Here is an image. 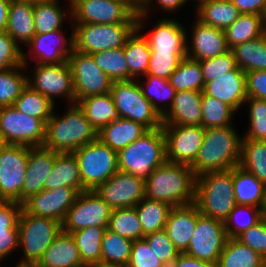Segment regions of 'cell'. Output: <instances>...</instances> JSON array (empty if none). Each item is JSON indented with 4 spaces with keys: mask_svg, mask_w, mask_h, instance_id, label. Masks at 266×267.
<instances>
[{
    "mask_svg": "<svg viewBox=\"0 0 266 267\" xmlns=\"http://www.w3.org/2000/svg\"><path fill=\"white\" fill-rule=\"evenodd\" d=\"M197 176L189 165L166 161L145 180V197L172 207L195 201Z\"/></svg>",
    "mask_w": 266,
    "mask_h": 267,
    "instance_id": "1",
    "label": "cell"
},
{
    "mask_svg": "<svg viewBox=\"0 0 266 267\" xmlns=\"http://www.w3.org/2000/svg\"><path fill=\"white\" fill-rule=\"evenodd\" d=\"M98 139V131L78 104H70L62 116L52 113L46 122L43 147L58 153H73Z\"/></svg>",
    "mask_w": 266,
    "mask_h": 267,
    "instance_id": "2",
    "label": "cell"
},
{
    "mask_svg": "<svg viewBox=\"0 0 266 267\" xmlns=\"http://www.w3.org/2000/svg\"><path fill=\"white\" fill-rule=\"evenodd\" d=\"M233 125L208 128L195 162L194 174L222 171L239 166L242 138Z\"/></svg>",
    "mask_w": 266,
    "mask_h": 267,
    "instance_id": "3",
    "label": "cell"
},
{
    "mask_svg": "<svg viewBox=\"0 0 266 267\" xmlns=\"http://www.w3.org/2000/svg\"><path fill=\"white\" fill-rule=\"evenodd\" d=\"M118 170L146 180L166 160V141L162 127L148 130L117 153Z\"/></svg>",
    "mask_w": 266,
    "mask_h": 267,
    "instance_id": "4",
    "label": "cell"
},
{
    "mask_svg": "<svg viewBox=\"0 0 266 267\" xmlns=\"http://www.w3.org/2000/svg\"><path fill=\"white\" fill-rule=\"evenodd\" d=\"M194 203L200 214L224 222L237 205L232 168L197 176Z\"/></svg>",
    "mask_w": 266,
    "mask_h": 267,
    "instance_id": "5",
    "label": "cell"
},
{
    "mask_svg": "<svg viewBox=\"0 0 266 267\" xmlns=\"http://www.w3.org/2000/svg\"><path fill=\"white\" fill-rule=\"evenodd\" d=\"M61 231V222L30 215L22 209L18 220V249L24 254L17 265L34 266Z\"/></svg>",
    "mask_w": 266,
    "mask_h": 267,
    "instance_id": "6",
    "label": "cell"
},
{
    "mask_svg": "<svg viewBox=\"0 0 266 267\" xmlns=\"http://www.w3.org/2000/svg\"><path fill=\"white\" fill-rule=\"evenodd\" d=\"M72 24H137V5L132 0H75Z\"/></svg>",
    "mask_w": 266,
    "mask_h": 267,
    "instance_id": "7",
    "label": "cell"
},
{
    "mask_svg": "<svg viewBox=\"0 0 266 267\" xmlns=\"http://www.w3.org/2000/svg\"><path fill=\"white\" fill-rule=\"evenodd\" d=\"M110 94L121 118L141 123L148 130L162 127L161 115L143 95L137 80L114 81Z\"/></svg>",
    "mask_w": 266,
    "mask_h": 267,
    "instance_id": "8",
    "label": "cell"
},
{
    "mask_svg": "<svg viewBox=\"0 0 266 267\" xmlns=\"http://www.w3.org/2000/svg\"><path fill=\"white\" fill-rule=\"evenodd\" d=\"M85 190H94L118 171L117 152L100 139L94 140L73 152Z\"/></svg>",
    "mask_w": 266,
    "mask_h": 267,
    "instance_id": "9",
    "label": "cell"
},
{
    "mask_svg": "<svg viewBox=\"0 0 266 267\" xmlns=\"http://www.w3.org/2000/svg\"><path fill=\"white\" fill-rule=\"evenodd\" d=\"M74 50L93 54L123 47L137 24H71Z\"/></svg>",
    "mask_w": 266,
    "mask_h": 267,
    "instance_id": "10",
    "label": "cell"
},
{
    "mask_svg": "<svg viewBox=\"0 0 266 267\" xmlns=\"http://www.w3.org/2000/svg\"><path fill=\"white\" fill-rule=\"evenodd\" d=\"M46 124L11 106L0 107V141L4 144L42 146Z\"/></svg>",
    "mask_w": 266,
    "mask_h": 267,
    "instance_id": "11",
    "label": "cell"
},
{
    "mask_svg": "<svg viewBox=\"0 0 266 267\" xmlns=\"http://www.w3.org/2000/svg\"><path fill=\"white\" fill-rule=\"evenodd\" d=\"M33 75L27 77L28 86L46 96L53 104L58 97L75 104L72 71L68 61L60 64H36Z\"/></svg>",
    "mask_w": 266,
    "mask_h": 267,
    "instance_id": "12",
    "label": "cell"
},
{
    "mask_svg": "<svg viewBox=\"0 0 266 267\" xmlns=\"http://www.w3.org/2000/svg\"><path fill=\"white\" fill-rule=\"evenodd\" d=\"M112 208L94 191L79 193L62 222V231L72 233L90 226L108 227Z\"/></svg>",
    "mask_w": 266,
    "mask_h": 267,
    "instance_id": "13",
    "label": "cell"
},
{
    "mask_svg": "<svg viewBox=\"0 0 266 267\" xmlns=\"http://www.w3.org/2000/svg\"><path fill=\"white\" fill-rule=\"evenodd\" d=\"M29 146L5 144L0 150V200L21 203Z\"/></svg>",
    "mask_w": 266,
    "mask_h": 267,
    "instance_id": "14",
    "label": "cell"
},
{
    "mask_svg": "<svg viewBox=\"0 0 266 267\" xmlns=\"http://www.w3.org/2000/svg\"><path fill=\"white\" fill-rule=\"evenodd\" d=\"M68 62L72 71L76 104L83 98L110 92L113 81L94 63L89 54L73 50Z\"/></svg>",
    "mask_w": 266,
    "mask_h": 267,
    "instance_id": "15",
    "label": "cell"
},
{
    "mask_svg": "<svg viewBox=\"0 0 266 267\" xmlns=\"http://www.w3.org/2000/svg\"><path fill=\"white\" fill-rule=\"evenodd\" d=\"M227 239L224 222L199 214L196 229L184 253L199 260L216 263Z\"/></svg>",
    "mask_w": 266,
    "mask_h": 267,
    "instance_id": "16",
    "label": "cell"
},
{
    "mask_svg": "<svg viewBox=\"0 0 266 267\" xmlns=\"http://www.w3.org/2000/svg\"><path fill=\"white\" fill-rule=\"evenodd\" d=\"M166 141V160L191 166L202 146V125H162Z\"/></svg>",
    "mask_w": 266,
    "mask_h": 267,
    "instance_id": "17",
    "label": "cell"
},
{
    "mask_svg": "<svg viewBox=\"0 0 266 267\" xmlns=\"http://www.w3.org/2000/svg\"><path fill=\"white\" fill-rule=\"evenodd\" d=\"M71 31L70 38L65 36L66 31L63 32L62 29L45 34H35L26 44V47H29L28 53L26 54L23 51V65L25 68L28 69L29 66L27 57L30 60L32 57L36 64H60L68 61L74 50L73 28Z\"/></svg>",
    "mask_w": 266,
    "mask_h": 267,
    "instance_id": "18",
    "label": "cell"
},
{
    "mask_svg": "<svg viewBox=\"0 0 266 267\" xmlns=\"http://www.w3.org/2000/svg\"><path fill=\"white\" fill-rule=\"evenodd\" d=\"M94 191L112 208L135 207L145 197V181L118 170Z\"/></svg>",
    "mask_w": 266,
    "mask_h": 267,
    "instance_id": "19",
    "label": "cell"
},
{
    "mask_svg": "<svg viewBox=\"0 0 266 267\" xmlns=\"http://www.w3.org/2000/svg\"><path fill=\"white\" fill-rule=\"evenodd\" d=\"M79 192L71 187L43 189L22 203V209L34 216L47 217L63 222Z\"/></svg>",
    "mask_w": 266,
    "mask_h": 267,
    "instance_id": "20",
    "label": "cell"
},
{
    "mask_svg": "<svg viewBox=\"0 0 266 267\" xmlns=\"http://www.w3.org/2000/svg\"><path fill=\"white\" fill-rule=\"evenodd\" d=\"M194 23L189 46V37H187V57L203 61L225 54L230 50L223 29L206 25L197 18Z\"/></svg>",
    "mask_w": 266,
    "mask_h": 267,
    "instance_id": "21",
    "label": "cell"
},
{
    "mask_svg": "<svg viewBox=\"0 0 266 267\" xmlns=\"http://www.w3.org/2000/svg\"><path fill=\"white\" fill-rule=\"evenodd\" d=\"M58 152L43 146H29L28 163L21 190V204L44 189Z\"/></svg>",
    "mask_w": 266,
    "mask_h": 267,
    "instance_id": "22",
    "label": "cell"
},
{
    "mask_svg": "<svg viewBox=\"0 0 266 267\" xmlns=\"http://www.w3.org/2000/svg\"><path fill=\"white\" fill-rule=\"evenodd\" d=\"M203 94L219 99L235 111L246 101V74L237 67L205 84Z\"/></svg>",
    "mask_w": 266,
    "mask_h": 267,
    "instance_id": "23",
    "label": "cell"
},
{
    "mask_svg": "<svg viewBox=\"0 0 266 267\" xmlns=\"http://www.w3.org/2000/svg\"><path fill=\"white\" fill-rule=\"evenodd\" d=\"M177 21L169 17L160 19L147 35L143 34L151 53H187V31Z\"/></svg>",
    "mask_w": 266,
    "mask_h": 267,
    "instance_id": "24",
    "label": "cell"
},
{
    "mask_svg": "<svg viewBox=\"0 0 266 267\" xmlns=\"http://www.w3.org/2000/svg\"><path fill=\"white\" fill-rule=\"evenodd\" d=\"M199 214L200 211L194 202L174 206L168 214L164 230L181 253H184L188 248L192 234L196 229Z\"/></svg>",
    "mask_w": 266,
    "mask_h": 267,
    "instance_id": "25",
    "label": "cell"
},
{
    "mask_svg": "<svg viewBox=\"0 0 266 267\" xmlns=\"http://www.w3.org/2000/svg\"><path fill=\"white\" fill-rule=\"evenodd\" d=\"M202 94L193 90L176 92L171 107L162 117L163 125H202Z\"/></svg>",
    "mask_w": 266,
    "mask_h": 267,
    "instance_id": "26",
    "label": "cell"
},
{
    "mask_svg": "<svg viewBox=\"0 0 266 267\" xmlns=\"http://www.w3.org/2000/svg\"><path fill=\"white\" fill-rule=\"evenodd\" d=\"M33 267H86L71 234L61 231Z\"/></svg>",
    "mask_w": 266,
    "mask_h": 267,
    "instance_id": "27",
    "label": "cell"
},
{
    "mask_svg": "<svg viewBox=\"0 0 266 267\" xmlns=\"http://www.w3.org/2000/svg\"><path fill=\"white\" fill-rule=\"evenodd\" d=\"M148 129L141 123L120 118L104 126L98 132V139L117 153L144 135Z\"/></svg>",
    "mask_w": 266,
    "mask_h": 267,
    "instance_id": "28",
    "label": "cell"
},
{
    "mask_svg": "<svg viewBox=\"0 0 266 267\" xmlns=\"http://www.w3.org/2000/svg\"><path fill=\"white\" fill-rule=\"evenodd\" d=\"M22 204L0 200V262L19 248L18 220Z\"/></svg>",
    "mask_w": 266,
    "mask_h": 267,
    "instance_id": "29",
    "label": "cell"
},
{
    "mask_svg": "<svg viewBox=\"0 0 266 267\" xmlns=\"http://www.w3.org/2000/svg\"><path fill=\"white\" fill-rule=\"evenodd\" d=\"M34 4L22 0H11L7 19V32L19 45H25L36 34L33 18Z\"/></svg>",
    "mask_w": 266,
    "mask_h": 267,
    "instance_id": "30",
    "label": "cell"
},
{
    "mask_svg": "<svg viewBox=\"0 0 266 267\" xmlns=\"http://www.w3.org/2000/svg\"><path fill=\"white\" fill-rule=\"evenodd\" d=\"M71 187L79 193L85 191L79 173L78 161L73 153H58L50 175L44 183V189Z\"/></svg>",
    "mask_w": 266,
    "mask_h": 267,
    "instance_id": "31",
    "label": "cell"
},
{
    "mask_svg": "<svg viewBox=\"0 0 266 267\" xmlns=\"http://www.w3.org/2000/svg\"><path fill=\"white\" fill-rule=\"evenodd\" d=\"M232 182L236 204L261 208L266 191L263 182L240 166L232 168Z\"/></svg>",
    "mask_w": 266,
    "mask_h": 267,
    "instance_id": "32",
    "label": "cell"
},
{
    "mask_svg": "<svg viewBox=\"0 0 266 267\" xmlns=\"http://www.w3.org/2000/svg\"><path fill=\"white\" fill-rule=\"evenodd\" d=\"M197 19L206 25L225 30L241 15L230 0H201L196 5Z\"/></svg>",
    "mask_w": 266,
    "mask_h": 267,
    "instance_id": "33",
    "label": "cell"
},
{
    "mask_svg": "<svg viewBox=\"0 0 266 267\" xmlns=\"http://www.w3.org/2000/svg\"><path fill=\"white\" fill-rule=\"evenodd\" d=\"M77 104L98 132L104 126L121 118L110 92L83 98Z\"/></svg>",
    "mask_w": 266,
    "mask_h": 267,
    "instance_id": "34",
    "label": "cell"
},
{
    "mask_svg": "<svg viewBox=\"0 0 266 267\" xmlns=\"http://www.w3.org/2000/svg\"><path fill=\"white\" fill-rule=\"evenodd\" d=\"M137 28L128 37L124 45V53L129 68V80H137L146 75L151 49L147 39Z\"/></svg>",
    "mask_w": 266,
    "mask_h": 267,
    "instance_id": "35",
    "label": "cell"
},
{
    "mask_svg": "<svg viewBox=\"0 0 266 267\" xmlns=\"http://www.w3.org/2000/svg\"><path fill=\"white\" fill-rule=\"evenodd\" d=\"M59 0L35 3L33 7L34 28L36 34H45L63 28L67 16L71 19V3H68L69 9L60 7ZM68 13V15H67Z\"/></svg>",
    "mask_w": 266,
    "mask_h": 267,
    "instance_id": "36",
    "label": "cell"
},
{
    "mask_svg": "<svg viewBox=\"0 0 266 267\" xmlns=\"http://www.w3.org/2000/svg\"><path fill=\"white\" fill-rule=\"evenodd\" d=\"M217 267H266V260L236 238H228Z\"/></svg>",
    "mask_w": 266,
    "mask_h": 267,
    "instance_id": "37",
    "label": "cell"
},
{
    "mask_svg": "<svg viewBox=\"0 0 266 267\" xmlns=\"http://www.w3.org/2000/svg\"><path fill=\"white\" fill-rule=\"evenodd\" d=\"M132 244V240L106 229L101 243V267H126Z\"/></svg>",
    "mask_w": 266,
    "mask_h": 267,
    "instance_id": "38",
    "label": "cell"
},
{
    "mask_svg": "<svg viewBox=\"0 0 266 267\" xmlns=\"http://www.w3.org/2000/svg\"><path fill=\"white\" fill-rule=\"evenodd\" d=\"M237 66L245 73L266 70V35L240 43L230 49Z\"/></svg>",
    "mask_w": 266,
    "mask_h": 267,
    "instance_id": "39",
    "label": "cell"
},
{
    "mask_svg": "<svg viewBox=\"0 0 266 267\" xmlns=\"http://www.w3.org/2000/svg\"><path fill=\"white\" fill-rule=\"evenodd\" d=\"M108 227L90 226L70 233L80 252L83 264L101 266V243Z\"/></svg>",
    "mask_w": 266,
    "mask_h": 267,
    "instance_id": "40",
    "label": "cell"
},
{
    "mask_svg": "<svg viewBox=\"0 0 266 267\" xmlns=\"http://www.w3.org/2000/svg\"><path fill=\"white\" fill-rule=\"evenodd\" d=\"M144 236L165 228L172 208L168 203L144 197L135 207Z\"/></svg>",
    "mask_w": 266,
    "mask_h": 267,
    "instance_id": "41",
    "label": "cell"
},
{
    "mask_svg": "<svg viewBox=\"0 0 266 267\" xmlns=\"http://www.w3.org/2000/svg\"><path fill=\"white\" fill-rule=\"evenodd\" d=\"M144 78L146 79L144 83L140 78L137 79L142 93L151 102V105L158 112V114L163 117L173 103L176 90L166 79L153 77L150 75H145L143 80ZM158 101L164 104L159 105Z\"/></svg>",
    "mask_w": 266,
    "mask_h": 267,
    "instance_id": "42",
    "label": "cell"
},
{
    "mask_svg": "<svg viewBox=\"0 0 266 267\" xmlns=\"http://www.w3.org/2000/svg\"><path fill=\"white\" fill-rule=\"evenodd\" d=\"M239 166L266 185V140L242 138Z\"/></svg>",
    "mask_w": 266,
    "mask_h": 267,
    "instance_id": "43",
    "label": "cell"
},
{
    "mask_svg": "<svg viewBox=\"0 0 266 267\" xmlns=\"http://www.w3.org/2000/svg\"><path fill=\"white\" fill-rule=\"evenodd\" d=\"M228 48L258 37L263 33L262 16L255 14H241L239 18L225 30Z\"/></svg>",
    "mask_w": 266,
    "mask_h": 267,
    "instance_id": "44",
    "label": "cell"
},
{
    "mask_svg": "<svg viewBox=\"0 0 266 267\" xmlns=\"http://www.w3.org/2000/svg\"><path fill=\"white\" fill-rule=\"evenodd\" d=\"M168 81L176 92L186 90L203 92L205 87L200 62L187 56L180 62Z\"/></svg>",
    "mask_w": 266,
    "mask_h": 267,
    "instance_id": "45",
    "label": "cell"
},
{
    "mask_svg": "<svg viewBox=\"0 0 266 267\" xmlns=\"http://www.w3.org/2000/svg\"><path fill=\"white\" fill-rule=\"evenodd\" d=\"M12 106L23 114L42 120L45 124L56 107L46 96L31 89L28 85Z\"/></svg>",
    "mask_w": 266,
    "mask_h": 267,
    "instance_id": "46",
    "label": "cell"
},
{
    "mask_svg": "<svg viewBox=\"0 0 266 267\" xmlns=\"http://www.w3.org/2000/svg\"><path fill=\"white\" fill-rule=\"evenodd\" d=\"M94 63L114 81H128L129 68L126 62L124 46L89 54Z\"/></svg>",
    "mask_w": 266,
    "mask_h": 267,
    "instance_id": "47",
    "label": "cell"
},
{
    "mask_svg": "<svg viewBox=\"0 0 266 267\" xmlns=\"http://www.w3.org/2000/svg\"><path fill=\"white\" fill-rule=\"evenodd\" d=\"M107 229L132 241L144 237L140 220L134 207L113 209Z\"/></svg>",
    "mask_w": 266,
    "mask_h": 267,
    "instance_id": "48",
    "label": "cell"
},
{
    "mask_svg": "<svg viewBox=\"0 0 266 267\" xmlns=\"http://www.w3.org/2000/svg\"><path fill=\"white\" fill-rule=\"evenodd\" d=\"M202 126L205 129L232 125L235 110L217 98L202 94Z\"/></svg>",
    "mask_w": 266,
    "mask_h": 267,
    "instance_id": "49",
    "label": "cell"
},
{
    "mask_svg": "<svg viewBox=\"0 0 266 267\" xmlns=\"http://www.w3.org/2000/svg\"><path fill=\"white\" fill-rule=\"evenodd\" d=\"M261 220L262 215L259 207L237 204L224 221V227L228 238H236Z\"/></svg>",
    "mask_w": 266,
    "mask_h": 267,
    "instance_id": "50",
    "label": "cell"
},
{
    "mask_svg": "<svg viewBox=\"0 0 266 267\" xmlns=\"http://www.w3.org/2000/svg\"><path fill=\"white\" fill-rule=\"evenodd\" d=\"M25 69L22 65L11 70H0V107L13 105L28 85V75L23 73Z\"/></svg>",
    "mask_w": 266,
    "mask_h": 267,
    "instance_id": "51",
    "label": "cell"
},
{
    "mask_svg": "<svg viewBox=\"0 0 266 267\" xmlns=\"http://www.w3.org/2000/svg\"><path fill=\"white\" fill-rule=\"evenodd\" d=\"M244 104H248L250 120L242 137L252 140H266V100L248 97Z\"/></svg>",
    "mask_w": 266,
    "mask_h": 267,
    "instance_id": "52",
    "label": "cell"
},
{
    "mask_svg": "<svg viewBox=\"0 0 266 267\" xmlns=\"http://www.w3.org/2000/svg\"><path fill=\"white\" fill-rule=\"evenodd\" d=\"M187 53H151L146 75L169 80Z\"/></svg>",
    "mask_w": 266,
    "mask_h": 267,
    "instance_id": "53",
    "label": "cell"
},
{
    "mask_svg": "<svg viewBox=\"0 0 266 267\" xmlns=\"http://www.w3.org/2000/svg\"><path fill=\"white\" fill-rule=\"evenodd\" d=\"M143 238L153 249L159 260L163 262L167 267H170L173 261L181 253L175 247L164 229L158 232L148 234Z\"/></svg>",
    "mask_w": 266,
    "mask_h": 267,
    "instance_id": "54",
    "label": "cell"
},
{
    "mask_svg": "<svg viewBox=\"0 0 266 267\" xmlns=\"http://www.w3.org/2000/svg\"><path fill=\"white\" fill-rule=\"evenodd\" d=\"M199 62L205 84L238 67L231 50L225 54Z\"/></svg>",
    "mask_w": 266,
    "mask_h": 267,
    "instance_id": "55",
    "label": "cell"
},
{
    "mask_svg": "<svg viewBox=\"0 0 266 267\" xmlns=\"http://www.w3.org/2000/svg\"><path fill=\"white\" fill-rule=\"evenodd\" d=\"M7 32L0 33V70L23 65V48Z\"/></svg>",
    "mask_w": 266,
    "mask_h": 267,
    "instance_id": "56",
    "label": "cell"
},
{
    "mask_svg": "<svg viewBox=\"0 0 266 267\" xmlns=\"http://www.w3.org/2000/svg\"><path fill=\"white\" fill-rule=\"evenodd\" d=\"M126 267H167L159 260L144 238L133 241L129 263Z\"/></svg>",
    "mask_w": 266,
    "mask_h": 267,
    "instance_id": "57",
    "label": "cell"
},
{
    "mask_svg": "<svg viewBox=\"0 0 266 267\" xmlns=\"http://www.w3.org/2000/svg\"><path fill=\"white\" fill-rule=\"evenodd\" d=\"M266 260V220L262 219L236 237Z\"/></svg>",
    "mask_w": 266,
    "mask_h": 267,
    "instance_id": "58",
    "label": "cell"
},
{
    "mask_svg": "<svg viewBox=\"0 0 266 267\" xmlns=\"http://www.w3.org/2000/svg\"><path fill=\"white\" fill-rule=\"evenodd\" d=\"M155 1V2H154ZM188 2V0H141V2L137 5V29L142 30L145 29V18H148V14L150 13V10L153 5L160 6V9L166 13L174 12L176 10H179L181 6L184 7V5ZM157 3V4H155ZM144 20V21H143Z\"/></svg>",
    "mask_w": 266,
    "mask_h": 267,
    "instance_id": "59",
    "label": "cell"
},
{
    "mask_svg": "<svg viewBox=\"0 0 266 267\" xmlns=\"http://www.w3.org/2000/svg\"><path fill=\"white\" fill-rule=\"evenodd\" d=\"M247 97L266 100V70L246 72Z\"/></svg>",
    "mask_w": 266,
    "mask_h": 267,
    "instance_id": "60",
    "label": "cell"
},
{
    "mask_svg": "<svg viewBox=\"0 0 266 267\" xmlns=\"http://www.w3.org/2000/svg\"><path fill=\"white\" fill-rule=\"evenodd\" d=\"M241 14L262 16L266 9V0H230Z\"/></svg>",
    "mask_w": 266,
    "mask_h": 267,
    "instance_id": "61",
    "label": "cell"
},
{
    "mask_svg": "<svg viewBox=\"0 0 266 267\" xmlns=\"http://www.w3.org/2000/svg\"><path fill=\"white\" fill-rule=\"evenodd\" d=\"M170 267H217V264L196 259L185 253H180Z\"/></svg>",
    "mask_w": 266,
    "mask_h": 267,
    "instance_id": "62",
    "label": "cell"
},
{
    "mask_svg": "<svg viewBox=\"0 0 266 267\" xmlns=\"http://www.w3.org/2000/svg\"><path fill=\"white\" fill-rule=\"evenodd\" d=\"M11 0H0V33L5 32Z\"/></svg>",
    "mask_w": 266,
    "mask_h": 267,
    "instance_id": "63",
    "label": "cell"
},
{
    "mask_svg": "<svg viewBox=\"0 0 266 267\" xmlns=\"http://www.w3.org/2000/svg\"><path fill=\"white\" fill-rule=\"evenodd\" d=\"M260 209H261L262 219L266 220V191H265L263 203Z\"/></svg>",
    "mask_w": 266,
    "mask_h": 267,
    "instance_id": "64",
    "label": "cell"
},
{
    "mask_svg": "<svg viewBox=\"0 0 266 267\" xmlns=\"http://www.w3.org/2000/svg\"><path fill=\"white\" fill-rule=\"evenodd\" d=\"M262 26H263V33L266 35V9L262 14Z\"/></svg>",
    "mask_w": 266,
    "mask_h": 267,
    "instance_id": "65",
    "label": "cell"
},
{
    "mask_svg": "<svg viewBox=\"0 0 266 267\" xmlns=\"http://www.w3.org/2000/svg\"><path fill=\"white\" fill-rule=\"evenodd\" d=\"M22 1H26V2H30L32 4H35V3L48 2V1H51V0H22Z\"/></svg>",
    "mask_w": 266,
    "mask_h": 267,
    "instance_id": "66",
    "label": "cell"
},
{
    "mask_svg": "<svg viewBox=\"0 0 266 267\" xmlns=\"http://www.w3.org/2000/svg\"><path fill=\"white\" fill-rule=\"evenodd\" d=\"M136 5H138L140 2H141V0H132Z\"/></svg>",
    "mask_w": 266,
    "mask_h": 267,
    "instance_id": "67",
    "label": "cell"
},
{
    "mask_svg": "<svg viewBox=\"0 0 266 267\" xmlns=\"http://www.w3.org/2000/svg\"><path fill=\"white\" fill-rule=\"evenodd\" d=\"M14 267H33V266H25V265H16Z\"/></svg>",
    "mask_w": 266,
    "mask_h": 267,
    "instance_id": "68",
    "label": "cell"
},
{
    "mask_svg": "<svg viewBox=\"0 0 266 267\" xmlns=\"http://www.w3.org/2000/svg\"><path fill=\"white\" fill-rule=\"evenodd\" d=\"M5 144L3 142L0 141V150L1 148L4 146Z\"/></svg>",
    "mask_w": 266,
    "mask_h": 267,
    "instance_id": "69",
    "label": "cell"
},
{
    "mask_svg": "<svg viewBox=\"0 0 266 267\" xmlns=\"http://www.w3.org/2000/svg\"><path fill=\"white\" fill-rule=\"evenodd\" d=\"M68 1H69V3H71V4H72V3H73L75 0H68Z\"/></svg>",
    "mask_w": 266,
    "mask_h": 267,
    "instance_id": "70",
    "label": "cell"
}]
</instances>
